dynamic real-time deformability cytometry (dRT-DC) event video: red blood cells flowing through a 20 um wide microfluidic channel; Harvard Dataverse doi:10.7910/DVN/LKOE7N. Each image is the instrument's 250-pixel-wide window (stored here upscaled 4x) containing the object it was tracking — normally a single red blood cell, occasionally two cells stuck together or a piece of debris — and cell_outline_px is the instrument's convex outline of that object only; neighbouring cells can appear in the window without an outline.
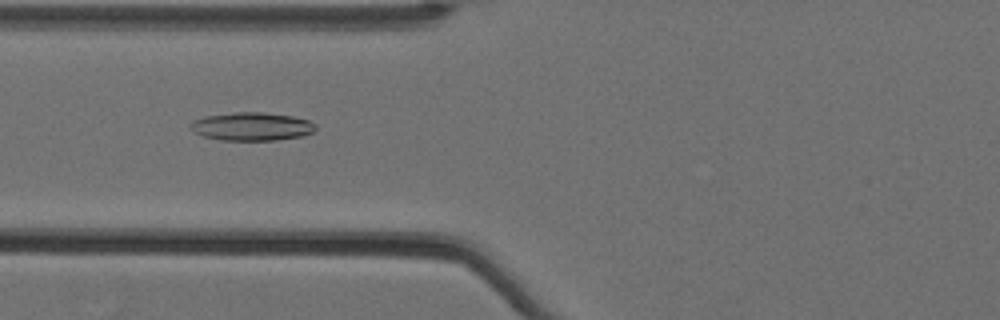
{"species": "Egyptian fruit bat (a non-hibernating species)", "species_latin": "Rousettus aegyptiacus", "temperature_condition": "cold", "stored_images_in_passage": 44, "camera_frame_rate_fps": 3000, "um_per_image_px": 0.085, "animal": {"sex": "female"}, "frame": {"image": 1, "passage_image": 11, "time_ms": 3.333, "image_size_px": [1000, 320], "cell_outline_px": [[316, 128], [312, 132], [300, 136], [276, 140], [224, 140], [204, 136], [188, 128], [188, 124], [192, 120], [204, 116], [232, 112], [264, 112], [292, 116], [308, 120], [316, 124]], "centroid_in_image_um": [21.36, 10.73], "position_along_channel_um": 104.4, "area_um2": 20.63}}
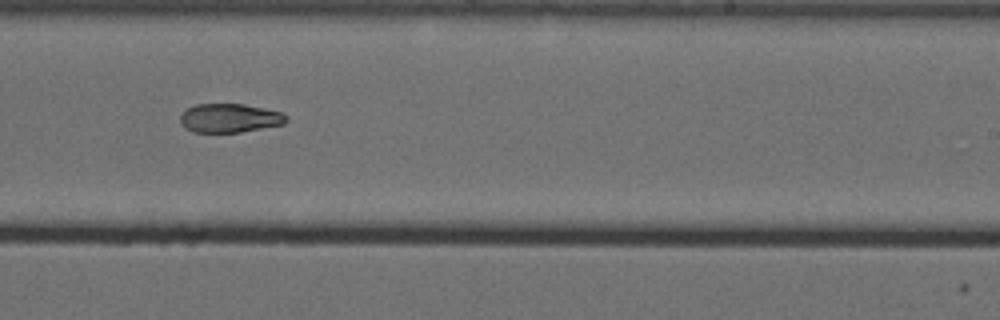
{"frame": {"image": 2, "passage_image": 25, "time_ms": 8.0, "image_size_px": [1000, 320], "cell_outline_px": [[288, 120], [284, 124], [240, 132], [192, 132], [184, 128], [180, 124], [180, 116], [188, 108], [196, 104], [244, 104], [264, 108], [280, 112], [288, 116]], "centroid_in_image_um": [19.51, 10.04], "position_along_channel_um": 269.5, "area_um2": 17.86}}
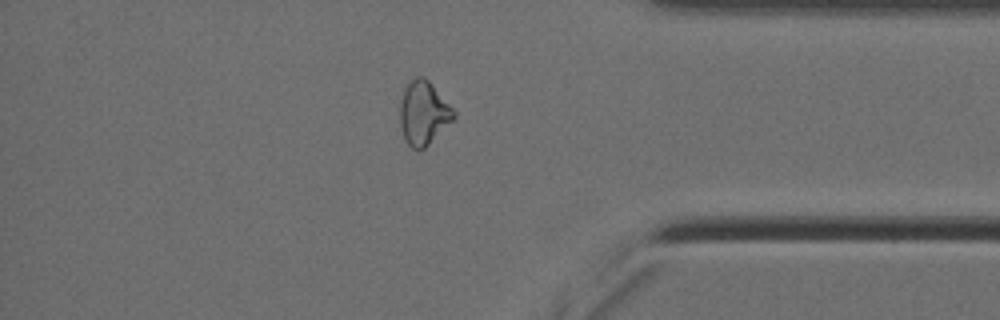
{"frame": {"image": 3, "passage_image": 37, "time_ms": 12.0, "image_size_px": [1000, 320], "cell_outline_px": [[456, 116], [420, 152], [416, 152], [404, 140], [400, 124], [400, 100], [404, 88], [416, 76], [424, 76], [432, 84], [456, 112]], "centroid_in_image_um": [35.97, 9.62], "position_along_channel_um": 399.2, "area_um2": 19.88}, "authors_computed_cell_mechanics": {"area_um2": 19.4497, "velocity_mm_per_s": 3.5184, "shape_relaxation_time_tau1_ms": null, "shape_relaxation_time_tau2_ms": 8.7368, "deformation_change_tau1": null, "deformation_change_tau2": 0.1663}}